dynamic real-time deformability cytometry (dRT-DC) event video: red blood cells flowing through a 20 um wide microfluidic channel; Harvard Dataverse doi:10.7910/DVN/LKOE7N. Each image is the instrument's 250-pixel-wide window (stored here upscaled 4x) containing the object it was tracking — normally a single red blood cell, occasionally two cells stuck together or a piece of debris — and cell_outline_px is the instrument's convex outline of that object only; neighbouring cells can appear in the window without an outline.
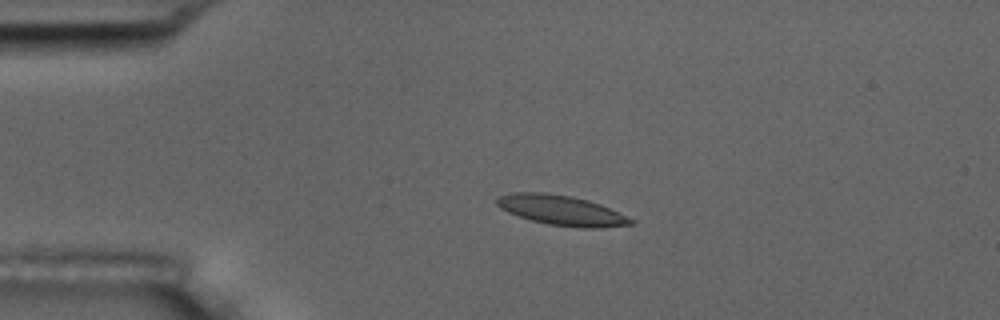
{"species": "common noctule bat (a hibernating species)", "species_latin": "Nyctalus noctula", "temperature_condition": "room temperature", "stored_images_in_passage": 4, "camera_frame_rate_fps": 3000, "um_per_image_px": 0.085, "animal": {"sex": "male", "body_mass_g": 17.5, "forearm_length_mm": 52.3}, "frame": {"image": 1, "passage_image": 3, "time_ms": 3.333, "image_size_px": [1000, 320], "cell_outline_px": [[636, 224], [600, 228], [580, 228], [548, 224], [532, 220], [508, 212], [500, 208], [496, 204], [496, 200], [500, 196], [512, 192], [544, 192], [572, 196], [588, 200], [600, 204], [636, 220]], "centroid_in_image_um": [47.76, 17.88], "position_along_channel_um": 37.2, "area_um2": 23.47}}